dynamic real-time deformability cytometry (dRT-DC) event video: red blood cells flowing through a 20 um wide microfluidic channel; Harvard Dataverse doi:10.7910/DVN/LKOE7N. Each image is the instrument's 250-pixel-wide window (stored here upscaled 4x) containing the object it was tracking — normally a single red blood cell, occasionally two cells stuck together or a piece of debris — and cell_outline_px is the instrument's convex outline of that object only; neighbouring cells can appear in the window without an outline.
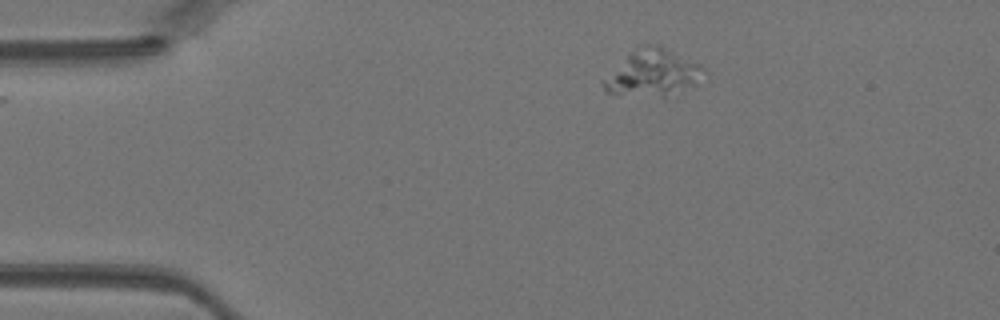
{"species": "Egyptian fruit bat (a non-hibernating species)", "species_latin": "Rousettus aegyptiacus", "temperature_condition": "warm", "stored_images_in_passage": 15, "camera_frame_rate_fps": 3000, "um_per_image_px": 0.085, "animal": {"sex": "female"}, "frame": {"image": 1, "passage_image": 1, "time_ms": 0.0, "image_size_px": [1000, 320], "cell_outline_px": [[708, 72], [696, 84], [664, 96], [604, 92], [604, 80], [628, 52], [644, 44], [656, 44], [700, 64]], "centroid_in_image_um": [55.52, 6.16], "position_along_channel_um": 29.5, "area_um2": 26.41}}
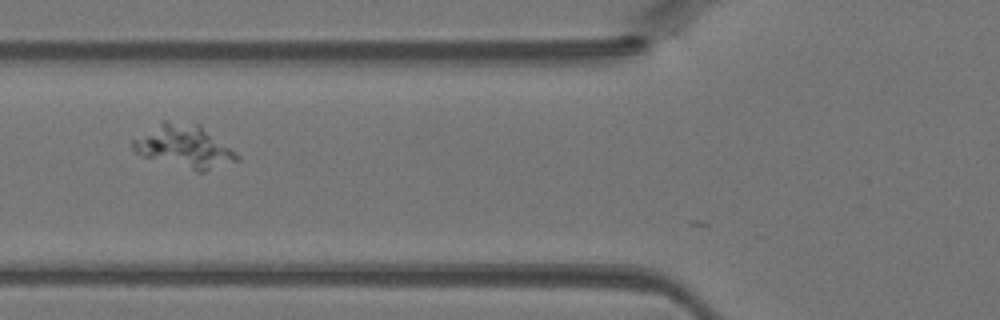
{"frame": {"image": 2, "passage_image": 10, "time_ms": 3.0, "image_size_px": [1000, 320], "cell_outline_px": [[240, 160], [204, 172], [196, 172], [144, 156], [136, 152], [132, 148], [132, 140], [164, 120], [200, 124], [236, 152], [240, 156]], "centroid_in_image_um": [15.7, 12.46], "position_along_channel_um": 110.1, "area_um2": 25.84}}
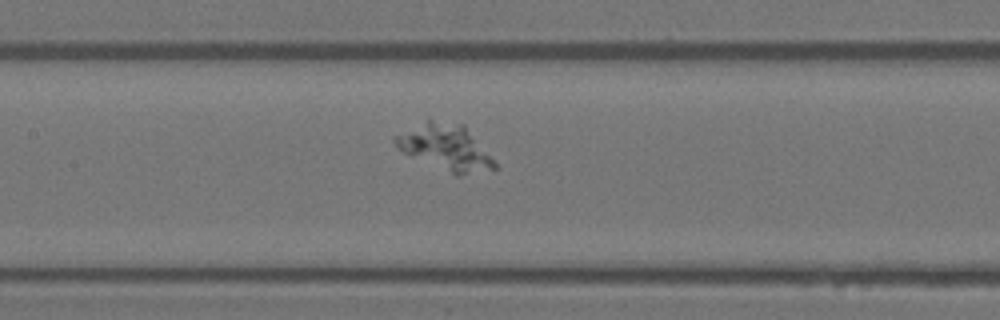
{"frame": {"image": 3, "passage_image": 14, "time_ms": 4.333, "image_size_px": [1000, 320], "cell_outline_px": [[496, 168], [460, 176], [456, 176], [404, 152], [396, 148], [392, 140], [396, 136], [428, 120], [432, 120], [464, 124], [496, 164]], "centroid_in_image_um": [37.87, 12.54], "position_along_channel_um": 169.5, "area_um2": 25.72}}